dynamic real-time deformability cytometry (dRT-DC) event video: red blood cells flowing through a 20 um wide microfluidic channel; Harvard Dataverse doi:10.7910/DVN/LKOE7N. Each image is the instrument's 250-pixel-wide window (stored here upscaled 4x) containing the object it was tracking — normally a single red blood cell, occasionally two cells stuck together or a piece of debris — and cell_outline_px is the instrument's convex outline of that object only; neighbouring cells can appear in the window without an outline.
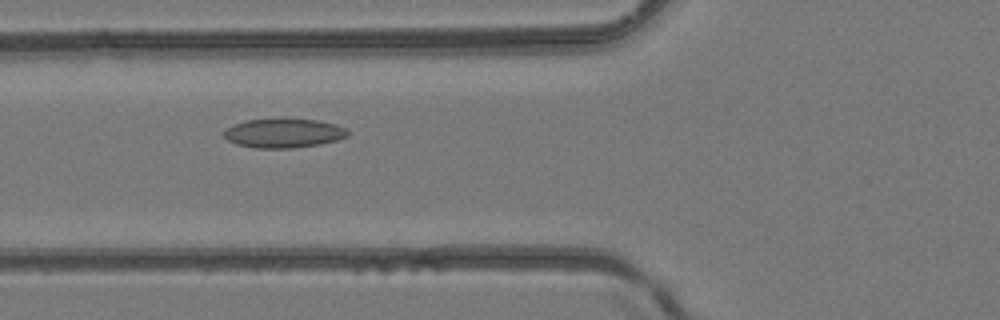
{"species": "common noctule bat (a hibernating species)", "species_latin": "Nyctalus noctula", "temperature_condition": "room temperature", "stored_images_in_passage": 4, "camera_frame_rate_fps": 3000, "um_per_image_px": 0.085, "animal": {"sex": "female", "body_mass_g": 24.6, "forearm_length_mm": 56.2}, "frame": {"image": 1, "passage_image": 4, "time_ms": 1.0, "image_size_px": [1000, 320], "cell_outline_px": [[348, 136], [336, 140], [320, 144], [292, 148], [256, 148], [236, 144], [228, 140], [224, 136], [224, 132], [232, 124], [244, 120], [316, 120], [336, 124], [344, 128], [348, 132]], "centroid_in_image_um": [24.09, 11.33], "position_along_channel_um": 101.7, "area_um2": 20.63}}